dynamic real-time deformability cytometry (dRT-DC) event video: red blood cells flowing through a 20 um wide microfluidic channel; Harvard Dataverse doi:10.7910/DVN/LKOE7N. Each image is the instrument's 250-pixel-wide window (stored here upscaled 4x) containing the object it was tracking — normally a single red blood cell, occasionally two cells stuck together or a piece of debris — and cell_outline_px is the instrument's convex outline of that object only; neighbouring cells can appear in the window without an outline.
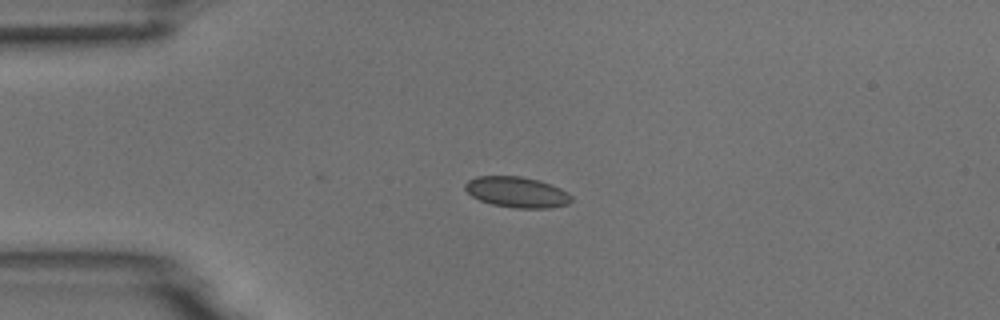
{"species": "common noctule bat (a hibernating species)", "species_latin": "Nyctalus noctula", "temperature_condition": "room temperature", "stored_images_in_passage": 42, "camera_frame_rate_fps": 3000, "um_per_image_px": 0.085, "animal": {"sex": "male", "body_mass_g": 18.8}, "frame": {"image": 1, "passage_image": 1, "time_ms": 0.0, "image_size_px": [1000, 320], "cell_outline_px": [[572, 200], [568, 204], [552, 208], [516, 208], [492, 204], [480, 200], [472, 196], [464, 188], [464, 184], [468, 180], [476, 176], [520, 176], [540, 180], [560, 188], [568, 192], [572, 196]], "centroid_in_image_um": [43.95, 16.33], "position_along_channel_um": 41.1, "area_um2": 19.13}}
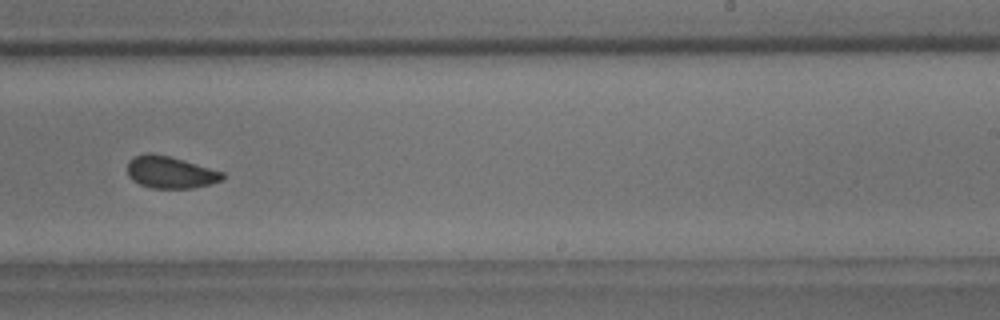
{"frame": {"image": 2, "passage_image": 22, "time_ms": 7.0, "image_size_px": [1000, 320], "cell_outline_px": [[224, 176], [220, 180], [208, 184], [192, 188], [152, 188], [140, 184], [132, 180], [128, 176], [128, 160], [136, 156], [148, 152], [168, 156], [184, 160], [224, 172]], "centroid_in_image_um": [14.45, 14.64], "position_along_channel_um": 274.6, "area_um2": 17.57}}
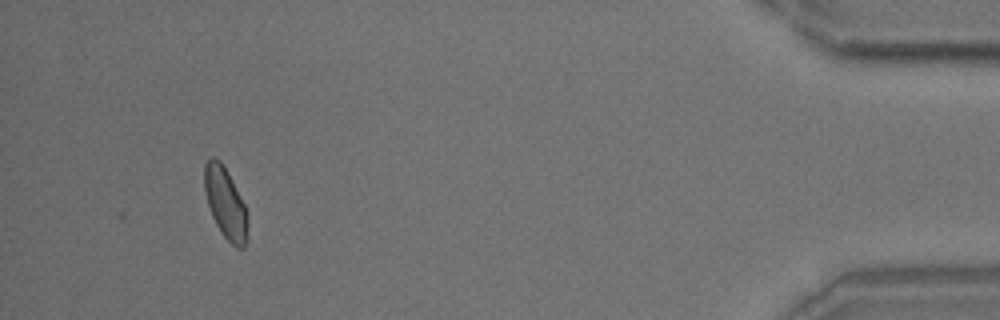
{"frame": {"image": 3, "passage_image": 39, "time_ms": 12.667, "image_size_px": [1000, 320], "cell_outline_px": [[248, 216], [244, 248], [236, 248], [224, 236], [216, 224], [212, 216], [208, 204], [204, 188], [204, 164], [212, 156], [220, 160], [244, 204]], "centroid_in_image_um": [19.14, 17.26], "position_along_channel_um": 416.1, "area_um2": 17.4}, "authors_computed_cell_mechanics": {"area_um2": 18.0625, "velocity_mm_per_s": 3.6935, "shape_relaxation_time_tau1_ms": 3.7024, "shape_relaxation_time_tau2_ms": 0.8779, "deformation_change_tau1": 0.0709, "deformation_change_tau2": 0.0461}}